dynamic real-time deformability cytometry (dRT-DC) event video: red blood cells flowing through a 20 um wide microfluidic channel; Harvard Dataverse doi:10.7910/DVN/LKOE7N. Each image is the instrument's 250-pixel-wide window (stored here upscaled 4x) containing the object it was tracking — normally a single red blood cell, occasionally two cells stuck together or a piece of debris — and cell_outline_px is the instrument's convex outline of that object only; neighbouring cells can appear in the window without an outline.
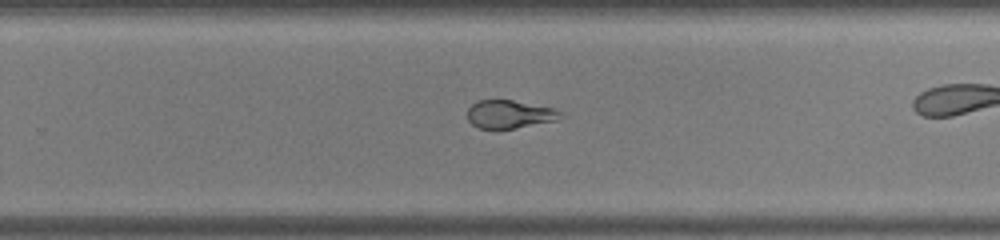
{"species": "common noctule bat (a hibernating species)", "species_latin": "Nyctalus noctula", "temperature_condition": "warm", "stored_images_in_passage": 27, "camera_frame_rate_fps": 3000, "um_per_image_px": 0.085, "animal": {"sex": "male", "body_mass_g": 19.0, "forearm_length_mm": 50.8}, "frame": {"image": 1, "passage_image": 20, "time_ms": 6.333, "image_size_px": [1000, 240], "cell_outline_px": [[568, 116], [556, 120], [496, 132], [480, 128], [472, 124], [468, 120], [468, 108], [472, 104], [480, 100], [512, 100], [556, 108], [564, 112]], "centroid_in_image_um": [43.36, 9.74], "position_along_channel_um": 286.4, "area_um2": 15.9}}